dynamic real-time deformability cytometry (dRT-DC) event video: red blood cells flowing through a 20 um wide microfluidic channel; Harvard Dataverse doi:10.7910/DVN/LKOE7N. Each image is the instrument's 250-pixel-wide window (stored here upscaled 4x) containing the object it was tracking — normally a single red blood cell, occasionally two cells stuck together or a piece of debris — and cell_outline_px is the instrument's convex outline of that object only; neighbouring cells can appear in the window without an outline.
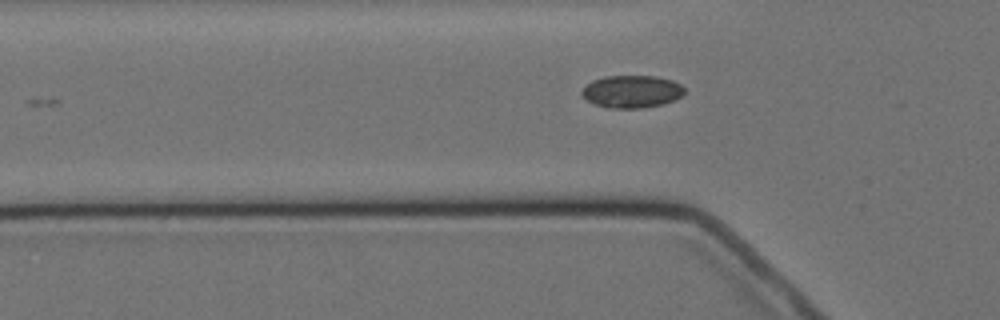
{"species": "Egyptian fruit bat (a non-hibernating species)", "species_latin": "Rousettus aegyptiacus", "temperature_condition": "cold", "stored_images_in_passage": 16, "camera_frame_rate_fps": 3000, "um_per_image_px": 0.085, "animal": {"sex": "female"}, "frame": {"image": 1, "passage_image": 6, "time_ms": 6.667, "image_size_px": [1000, 320], "cell_outline_px": [[684, 92], [680, 96], [672, 100], [660, 104], [640, 108], [608, 108], [596, 104], [588, 100], [580, 92], [592, 80], [604, 76], [656, 76], [672, 80], [680, 84], [684, 88]], "centroid_in_image_um": [53.69, 7.77], "position_along_channel_um": 72.1, "area_um2": 19.13}}
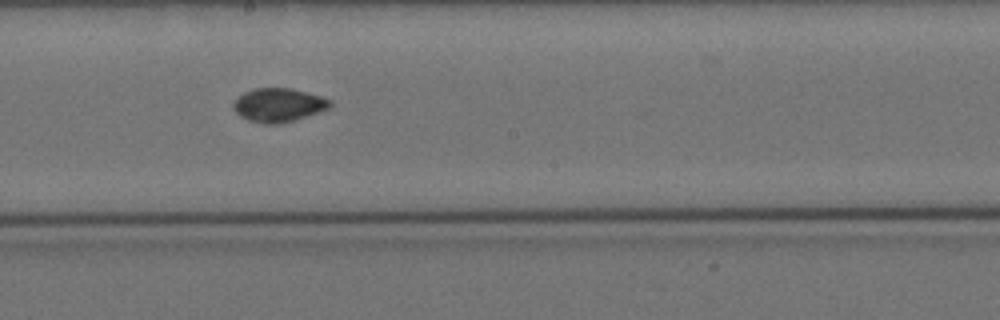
{"frame": {"image": 2, "passage_image": 10, "time_ms": 11.0, "image_size_px": [1000, 320], "cell_outline_px": [[332, 104], [328, 108], [296, 120], [280, 124], [264, 124], [248, 120], [240, 116], [236, 112], [232, 104], [244, 92], [256, 88], [292, 88], [320, 96], [332, 100]], "centroid_in_image_um": [23.68, 8.93], "position_along_channel_um": 224.5, "area_um2": 18.9}}
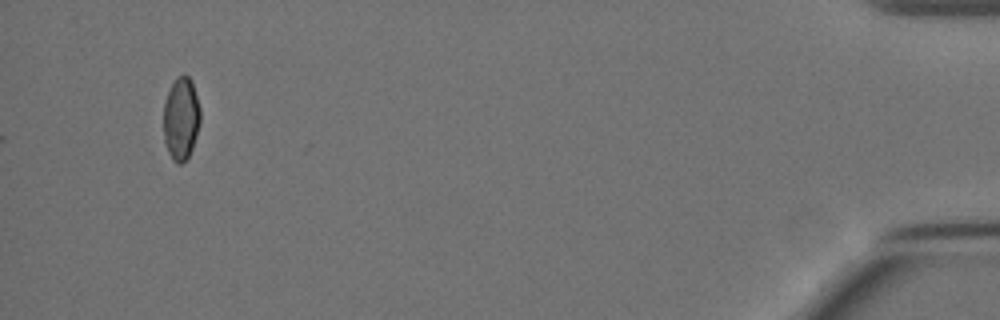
{"frame": {"image": 3, "passage_image": 16, "time_ms": 19.0, "image_size_px": [1000, 320], "cell_outline_px": [[200, 124], [192, 148], [188, 156], [180, 164], [176, 164], [172, 160], [168, 152], [164, 140], [164, 104], [168, 92], [176, 76], [184, 72], [192, 80], [200, 108]], "centroid_in_image_um": [15.39, 10.05], "position_along_channel_um": 419.8, "area_um2": 17.86}, "authors_computed_cell_mechanics": {"area_um2": 18.9584, "velocity_mm_per_s": 3.501, "shape_relaxation_time_tau1_ms": null, "shape_relaxation_time_tau2_ms": 3.0716, "deformation_change_tau1": null, "deformation_change_tau2": 0.0413}}